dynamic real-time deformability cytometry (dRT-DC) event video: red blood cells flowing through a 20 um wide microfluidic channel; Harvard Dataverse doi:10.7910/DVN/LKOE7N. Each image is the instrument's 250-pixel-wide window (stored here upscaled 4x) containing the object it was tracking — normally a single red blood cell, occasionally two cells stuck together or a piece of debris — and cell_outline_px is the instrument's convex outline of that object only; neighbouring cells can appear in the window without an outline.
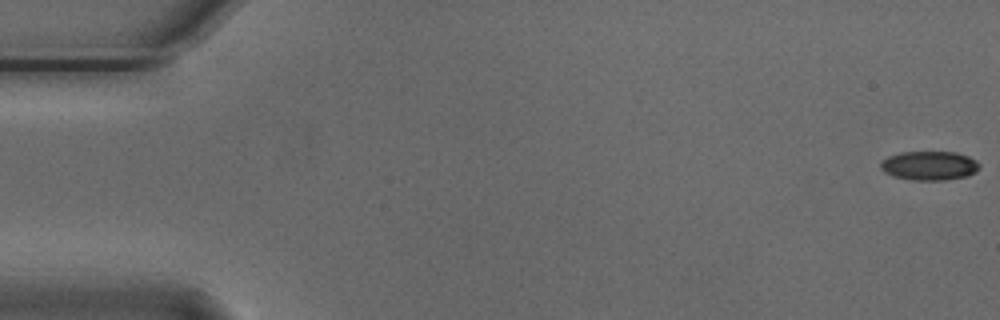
{"species": "Egyptian fruit bat (a non-hibernating species)", "species_latin": "Rousettus aegyptiacus", "temperature_condition": "cold", "stored_images_in_passage": 56, "camera_frame_rate_fps": 3000, "um_per_image_px": 0.085, "animal": {"sex": "male"}, "frame": {"image": 1, "passage_image": 1, "time_ms": 0.0, "image_size_px": [1000, 320], "cell_outline_px": [[980, 168], [976, 172], [968, 176], [944, 180], [912, 180], [892, 176], [884, 172], [880, 168], [880, 164], [888, 156], [900, 152], [956, 152], [968, 156], [976, 160], [980, 164]], "centroid_in_image_um": [79.01, 14.08], "position_along_channel_um": 6.0, "area_um2": 16.88}}
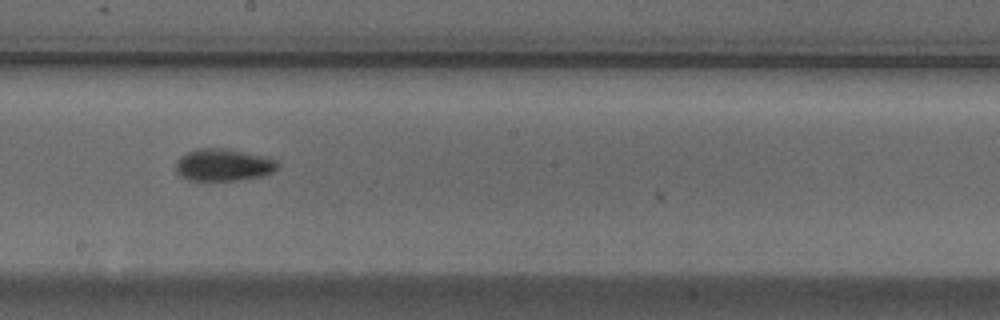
{"frame": {"image": 2, "passage_image": 31, "time_ms": 10.0, "image_size_px": [1000, 320], "cell_outline_px": [[280, 164], [272, 172], [264, 176], [236, 180], [188, 180], [180, 176], [176, 172], [176, 160], [180, 156], [196, 148], [224, 148], [268, 156], [276, 160]], "centroid_in_image_um": [18.99, 14.01], "position_along_channel_um": 229.2, "area_um2": 19.31}}
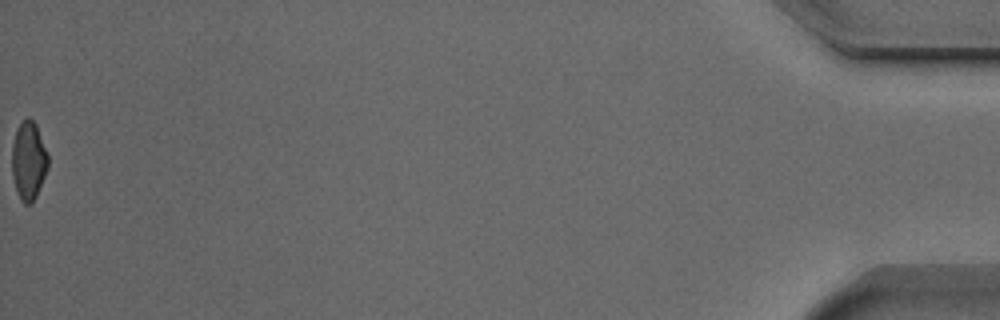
{"frame": {"image": 3, "passage_image": 56, "time_ms": 18.333, "image_size_px": [1000, 320], "cell_outline_px": [[48, 168], [36, 196], [32, 204], [24, 204], [20, 200], [12, 176], [12, 144], [16, 132], [20, 124], [28, 116], [36, 124], [48, 156]], "centroid_in_image_um": [2.43, 13.69], "position_along_channel_um": 432.8, "area_um2": 16.36}, "authors_computed_cell_mechanics": {"area_um2": 17.7157, "velocity_mm_per_s": 3.7285, "shape_relaxation_time_tau1_ms": 4.327, "shape_relaxation_time_tau2_ms": 8.9564, "deformation_change_tau1": 0.1081, "deformation_change_tau2": 0.1485}}